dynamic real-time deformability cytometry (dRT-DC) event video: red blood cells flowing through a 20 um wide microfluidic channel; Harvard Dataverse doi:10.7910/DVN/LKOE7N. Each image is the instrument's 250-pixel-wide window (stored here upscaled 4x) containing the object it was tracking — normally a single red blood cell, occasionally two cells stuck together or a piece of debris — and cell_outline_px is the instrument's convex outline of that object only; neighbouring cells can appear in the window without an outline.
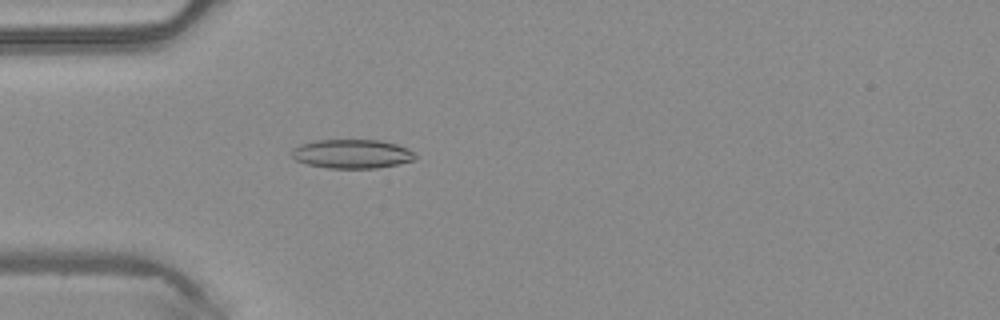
{"species": "common noctule bat (a hibernating species)", "species_latin": "Nyctalus noctula", "temperature_condition": "warm", "stored_images_in_passage": 5, "camera_frame_rate_fps": 3000, "um_per_image_px": 0.085, "animal": {"sex": "male", "body_mass_g": 20.4}, "frame": {"image": 1, "passage_image": 5, "time_ms": 1.333, "image_size_px": [1000, 320], "cell_outline_px": [[416, 160], [376, 168], [328, 168], [308, 164], [296, 160], [292, 156], [292, 148], [300, 144], [316, 140], [380, 140], [396, 144], [408, 148], [416, 152]], "centroid_in_image_um": [29.94, 13.07], "position_along_channel_um": 55.1, "area_um2": 20.92}}